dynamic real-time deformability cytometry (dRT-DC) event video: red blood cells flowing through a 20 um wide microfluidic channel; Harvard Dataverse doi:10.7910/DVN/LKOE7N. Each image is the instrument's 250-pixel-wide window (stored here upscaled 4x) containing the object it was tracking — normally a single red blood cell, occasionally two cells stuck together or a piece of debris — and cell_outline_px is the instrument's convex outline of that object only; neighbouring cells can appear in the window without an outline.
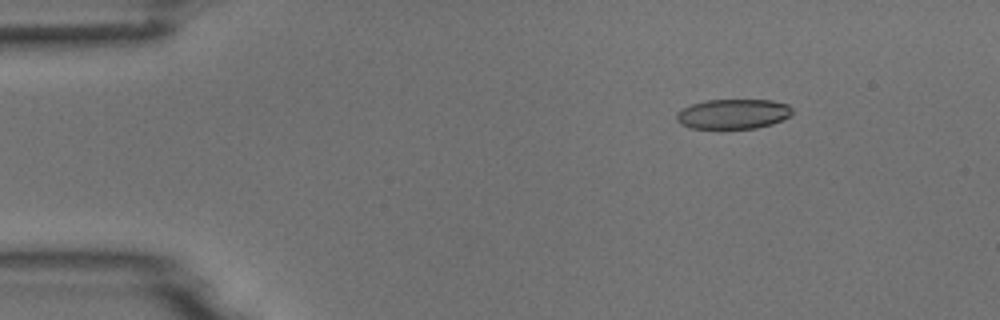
{"species": "common noctule bat (a hibernating species)", "species_latin": "Nyctalus noctula", "temperature_condition": "room temperature", "stored_images_in_passage": 6, "camera_frame_rate_fps": 3000, "um_per_image_px": 0.085, "animal": {"sex": "male", "body_mass_g": 18.8}, "frame": {"image": 1, "passage_image": 2, "time_ms": 1.333, "image_size_px": [1000, 320], "cell_outline_px": [[792, 112], [788, 116], [772, 124], [756, 128], [692, 128], [680, 124], [676, 120], [676, 112], [692, 104], [708, 100], [772, 100], [788, 104], [792, 108]], "centroid_in_image_um": [62.3, 9.68], "position_along_channel_um": 22.7, "area_um2": 20.0}}
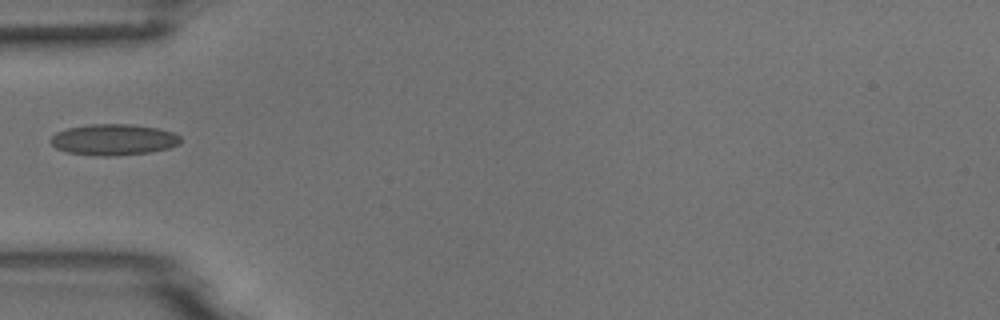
{"frame": {"image": 2, "passage_image": 5, "time_ms": 4.667, "image_size_px": [1000, 320], "cell_outline_px": [[180, 144], [168, 148], [148, 152], [112, 156], [100, 156], [68, 152], [56, 148], [48, 140], [56, 132], [68, 128], [92, 124], [132, 124], [156, 128], [172, 132], [180, 136]], "centroid_in_image_um": [9.64, 11.87], "position_along_channel_um": 75.4, "area_um2": 23.41}}